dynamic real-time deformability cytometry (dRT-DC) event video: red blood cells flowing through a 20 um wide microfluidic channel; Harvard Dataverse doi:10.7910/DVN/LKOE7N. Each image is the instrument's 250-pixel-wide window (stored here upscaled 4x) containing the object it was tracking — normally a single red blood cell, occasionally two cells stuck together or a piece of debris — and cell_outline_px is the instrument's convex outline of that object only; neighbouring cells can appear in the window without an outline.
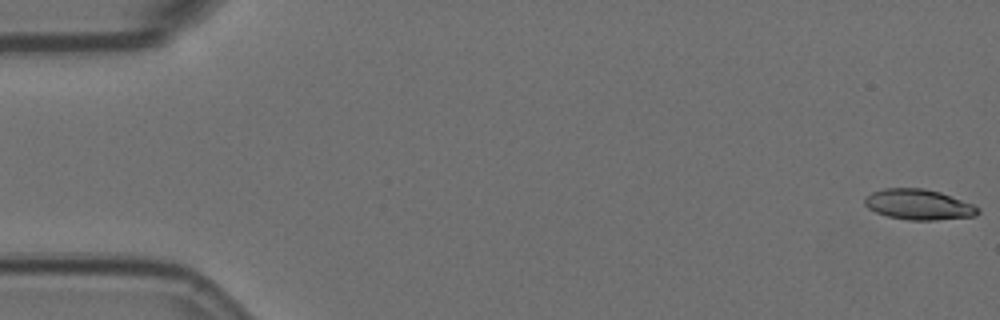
{"species": "Egyptian fruit bat (a non-hibernating species)", "species_latin": "Rousettus aegyptiacus", "temperature_condition": "room temperature", "stored_images_in_passage": 6, "camera_frame_rate_fps": 3000, "um_per_image_px": 0.085, "animal": {"sex": "female"}, "frame": {"image": 1, "passage_image": 1, "time_ms": 0.0, "image_size_px": [1000, 320], "cell_outline_px": [[980, 212], [976, 216], [936, 220], [908, 220], [888, 216], [876, 212], [868, 208], [864, 204], [864, 196], [872, 192], [884, 188], [924, 188], [940, 192], [972, 204], [980, 208]], "centroid_in_image_um": [78.07, 17.38], "position_along_channel_um": 6.9, "area_um2": 20.17}}
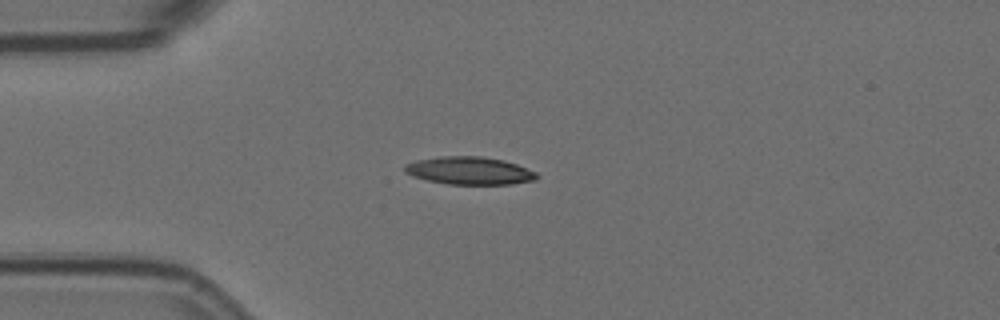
{"frame": {"image": 2, "passage_image": 5, "time_ms": 1.333, "image_size_px": [1000, 320], "cell_outline_px": [[540, 176], [536, 180], [512, 184], [448, 184], [428, 180], [412, 176], [404, 172], [404, 164], [416, 160], [440, 156], [480, 156], [504, 160], [516, 164], [536, 172]], "centroid_in_image_um": [39.9, 14.5], "position_along_channel_um": 45.1, "area_um2": 21.44}}